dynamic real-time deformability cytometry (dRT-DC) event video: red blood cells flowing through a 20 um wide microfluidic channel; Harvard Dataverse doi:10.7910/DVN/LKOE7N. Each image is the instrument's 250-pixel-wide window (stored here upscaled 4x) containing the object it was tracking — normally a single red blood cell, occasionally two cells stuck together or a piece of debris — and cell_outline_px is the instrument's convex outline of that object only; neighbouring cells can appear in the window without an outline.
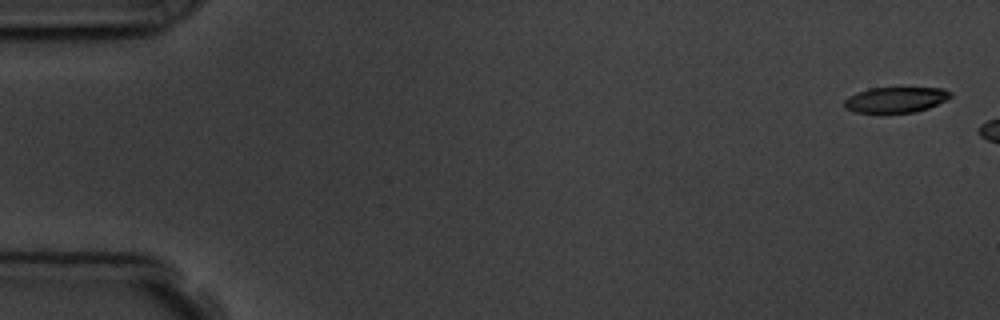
{"species": "common noctule bat (a hibernating species)", "species_latin": "Nyctalus noctula", "temperature_condition": "room temperature", "stored_images_in_passage": 3, "camera_frame_rate_fps": 3000, "um_per_image_px": 0.085, "animal": {"sex": "male", "body_mass_g": 19.5, "forearm_length_mm": 54.6}, "frame": {"image": 1, "passage_image": 1, "time_ms": 0.0, "image_size_px": [1000, 320], "cell_outline_px": [[952, 96], [948, 100], [928, 108], [916, 112], [856, 112], [844, 108], [844, 100], [848, 96], [856, 92], [868, 88], [944, 88], [952, 92]], "centroid_in_image_um": [76.15, 8.47], "position_along_channel_um": 8.8, "area_um2": 15.9}}